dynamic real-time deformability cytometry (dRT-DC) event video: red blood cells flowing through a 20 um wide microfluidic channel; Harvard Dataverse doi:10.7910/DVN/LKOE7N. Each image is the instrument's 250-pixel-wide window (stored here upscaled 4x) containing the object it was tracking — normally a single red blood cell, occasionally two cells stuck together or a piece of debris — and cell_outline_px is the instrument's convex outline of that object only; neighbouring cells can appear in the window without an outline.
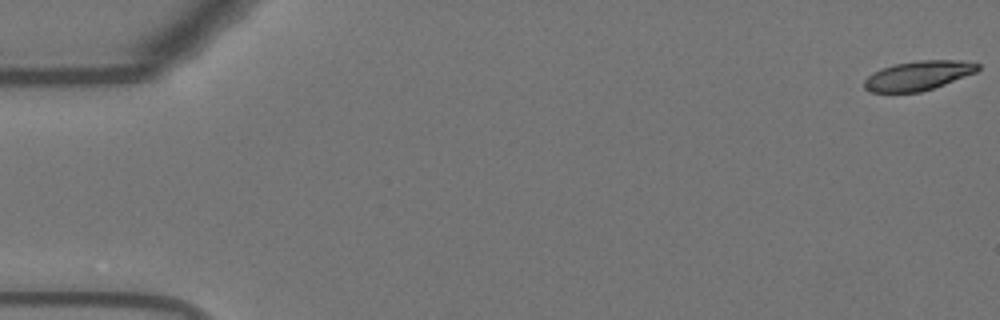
{"species": "Egyptian fruit bat (a non-hibernating species)", "species_latin": "Rousettus aegyptiacus", "temperature_condition": "warm", "stored_images_in_passage": 56, "camera_frame_rate_fps": 3000, "um_per_image_px": 0.085, "animal": {"sex": "female"}, "frame": {"image": 1, "passage_image": 1, "time_ms": 0.0, "image_size_px": [1000, 320], "cell_outline_px": [[980, 68], [976, 72], [944, 84], [920, 92], [872, 92], [864, 88], [864, 80], [872, 72], [896, 64], [916, 60], [960, 60], [980, 64]], "centroid_in_image_um": [78.05, 6.42], "position_along_channel_um": 7.0, "area_um2": 19.25}}
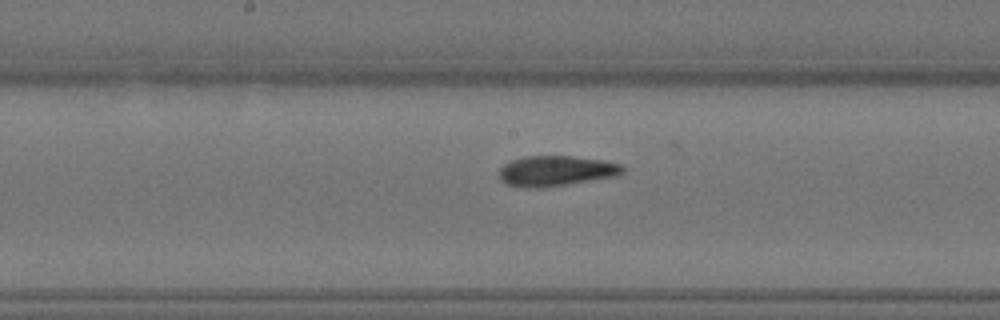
{"frame": {"image": 2, "passage_image": 29, "time_ms": 9.333, "image_size_px": [1000, 320], "cell_outline_px": [[624, 172], [620, 176], [544, 188], [524, 188], [508, 184], [500, 180], [500, 168], [504, 164], [512, 160], [524, 156], [572, 156], [604, 160], [620, 164], [624, 168]], "centroid_in_image_um": [47.3, 14.54], "position_along_channel_um": 200.9, "area_um2": 22.14}}
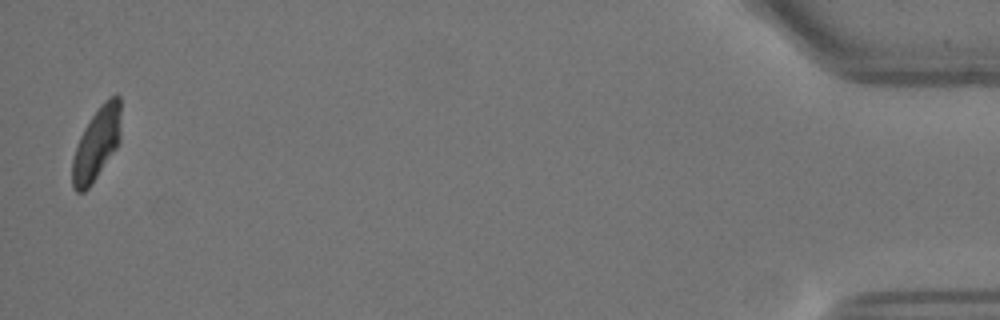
{"frame": {"image": 3, "passage_image": 55, "time_ms": 18.0, "image_size_px": [1000, 320], "cell_outline_px": [[120, 140], [116, 148], [88, 188], [84, 192], [76, 192], [72, 188], [72, 160], [80, 136], [84, 128], [100, 104], [104, 100], [116, 92], [120, 96]], "centroid_in_image_um": [8.21, 12.18], "position_along_channel_um": 427.0, "area_um2": 20.46}, "authors_computed_cell_mechanics": {"area_um2": 21.0392, "velocity_mm_per_s": 3.6697, "shape_relaxation_time_tau1_ms": 6.9513, "shape_relaxation_time_tau2_ms": 1.7825, "deformation_change_tau1": 0.2184, "deformation_change_tau2": 0.0751}}